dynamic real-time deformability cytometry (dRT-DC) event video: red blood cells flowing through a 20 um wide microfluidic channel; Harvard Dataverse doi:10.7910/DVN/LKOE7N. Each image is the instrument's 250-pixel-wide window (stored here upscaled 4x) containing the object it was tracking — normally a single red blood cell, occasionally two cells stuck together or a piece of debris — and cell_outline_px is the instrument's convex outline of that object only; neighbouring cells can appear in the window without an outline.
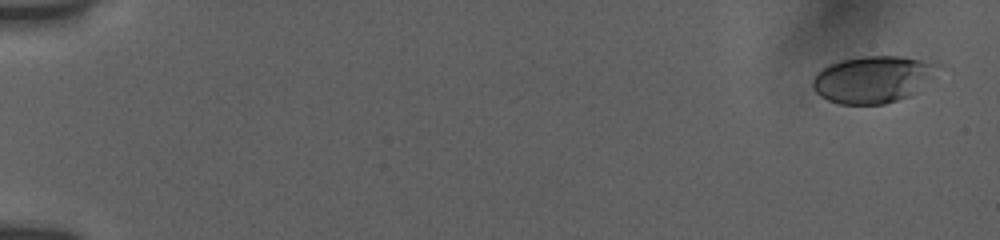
{"species": "human", "species_latin": "Homo sapiens", "temperature_condition": "room temperature", "stored_images_in_passage": 37, "camera_frame_rate_fps": 3000, "um_per_image_px": 0.085, "donor": {"sex": "female"}, "frame": {"image": 1, "passage_image": 1, "time_ms": 0.0, "image_size_px": [1000, 240], "cell_outline_px": [[944, 68], [908, 96], [884, 104], [840, 104], [828, 100], [820, 96], [812, 88], [812, 80], [816, 72], [828, 64], [840, 60], [860, 56], [900, 56], [940, 60], [944, 64]], "centroid_in_image_um": [74.26, 6.69], "position_along_channel_um": 10.7, "area_um2": 34.97}}
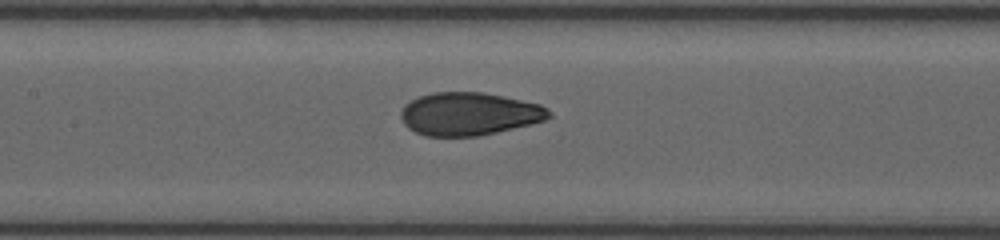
{"frame": {"image": 2, "passage_image": 20, "time_ms": 8.667, "image_size_px": [1000, 240], "cell_outline_px": [[552, 116], [544, 120], [496, 132], [476, 136], [428, 136], [416, 132], [408, 128], [404, 124], [400, 116], [400, 112], [404, 104], [420, 96], [432, 92], [484, 92], [540, 104], [552, 112]], "centroid_in_image_um": [39.85, 9.67], "position_along_channel_um": 167.6, "area_um2": 36.88}}
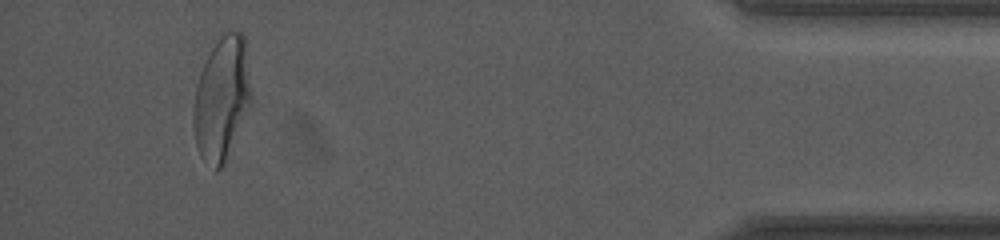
{"frame": {"image": 3, "passage_image": 36, "time_ms": 16.667, "image_size_px": [1000, 240], "cell_outline_px": [[252, 104], [224, 164], [220, 168], [216, 168], [200, 156], [196, 144], [192, 120], [192, 116], [196, 84], [200, 72], [212, 48], [224, 32], [240, 32], [244, 36], [252, 96]], "centroid_in_image_um": [18.86, 8.38], "position_along_channel_um": 416.3, "area_um2": 41.33}, "authors_computed_cell_mechanics": {"area_um2": 36.8764, "velocity_mm_per_s": 3.8086, "shape_relaxation_time_tau1_ms": 4.4409, "shape_relaxation_time_tau2_ms": 0.7932, "deformation_change_tau1": 0.1585, "deformation_change_tau2": 0.0589}}